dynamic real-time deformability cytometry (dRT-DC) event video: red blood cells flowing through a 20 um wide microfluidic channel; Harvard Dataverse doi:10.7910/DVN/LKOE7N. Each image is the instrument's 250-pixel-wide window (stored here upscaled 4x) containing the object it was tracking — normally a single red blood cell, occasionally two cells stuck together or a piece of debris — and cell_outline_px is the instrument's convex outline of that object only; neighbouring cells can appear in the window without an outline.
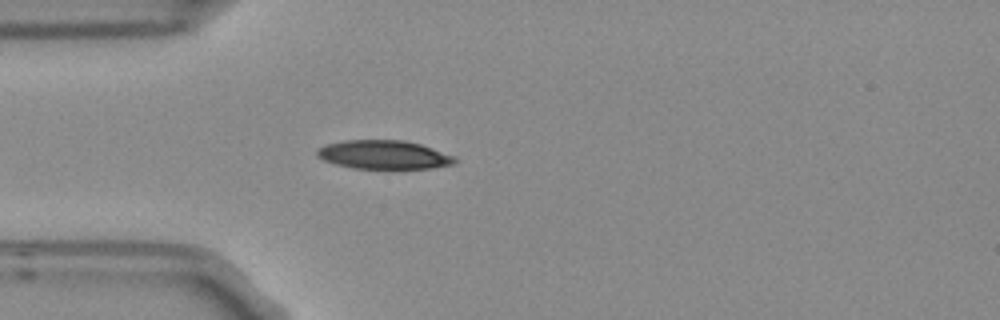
{"species": "Egyptian fruit bat (a non-hibernating species)", "species_latin": "Rousettus aegyptiacus", "temperature_condition": "room temperature", "stored_images_in_passage": 4, "camera_frame_rate_fps": 3000, "um_per_image_px": 0.085, "frame": {"image": 1, "passage_image": 4, "time_ms": 1.0, "image_size_px": [1000, 320], "cell_outline_px": [[460, 160], [456, 164], [432, 168], [352, 168], [336, 164], [324, 160], [316, 156], [316, 148], [324, 144], [344, 140], [404, 140], [420, 144], [456, 156]], "centroid_in_image_um": [32.64, 13.14], "position_along_channel_um": 52.4, "area_um2": 23.29}}